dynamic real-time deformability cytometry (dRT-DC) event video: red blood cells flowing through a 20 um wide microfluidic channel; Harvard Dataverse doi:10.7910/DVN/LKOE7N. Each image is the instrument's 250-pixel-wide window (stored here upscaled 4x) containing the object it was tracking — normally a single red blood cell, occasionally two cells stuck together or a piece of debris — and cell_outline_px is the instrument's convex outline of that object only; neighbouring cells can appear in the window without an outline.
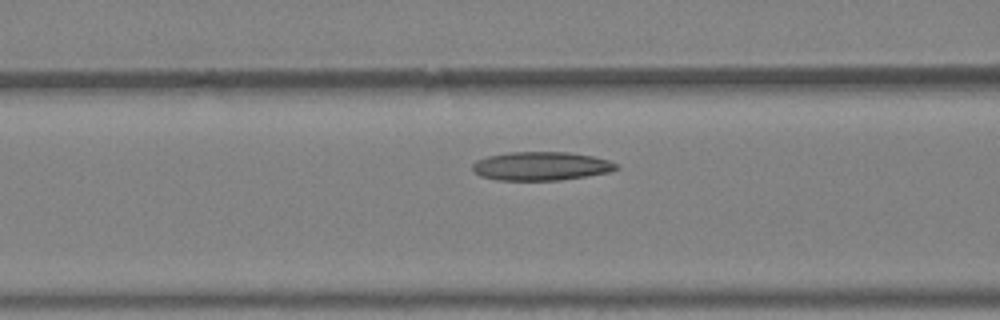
{"species": "Egyptian fruit bat (a non-hibernating species)", "species_latin": "Rousettus aegyptiacus", "temperature_condition": "warm", "stored_images_in_passage": 19, "camera_frame_rate_fps": 3000, "um_per_image_px": 0.085, "animal": {"sex": "female"}, "frame": {"image": 1, "passage_image": 4, "time_ms": 1.0, "image_size_px": [1000, 320], "cell_outline_px": [[620, 168], [608, 172], [560, 180], [496, 180], [480, 176], [472, 168], [472, 164], [476, 160], [488, 156], [508, 152], [568, 152], [592, 156], [608, 160], [616, 164]], "centroid_in_image_um": [45.96, 14.11], "position_along_channel_um": 120.6, "area_um2": 23.87}}
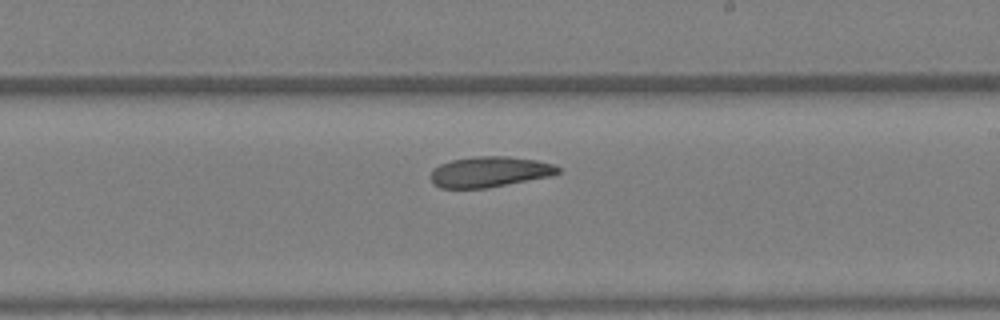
{"frame": {"image": 2, "passage_image": 11, "time_ms": 3.333, "image_size_px": [1000, 320], "cell_outline_px": [[560, 172], [552, 176], [488, 188], [440, 188], [432, 184], [428, 176], [432, 168], [440, 164], [452, 160], [472, 156], [508, 156], [536, 160], [556, 164], [560, 168]], "centroid_in_image_um": [41.59, 14.61], "position_along_channel_um": 247.4, "area_um2": 23.18}}
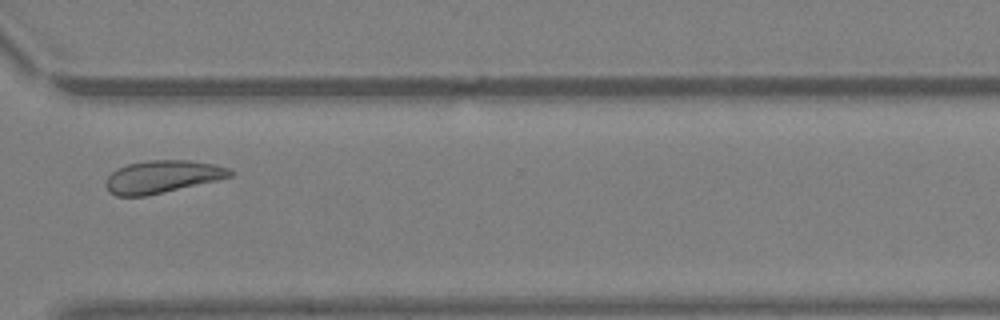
{"frame": {"image": 3, "passage_image": 17, "time_ms": 5.333, "image_size_px": [1000, 320], "cell_outline_px": [[236, 172], [232, 176], [216, 180], [144, 196], [116, 196], [108, 192], [104, 184], [108, 176], [116, 168], [128, 164], [168, 156], [216, 164], [228, 168]], "centroid_in_image_um": [13.79, 14.97], "position_along_channel_um": 356.8, "area_um2": 24.22}}